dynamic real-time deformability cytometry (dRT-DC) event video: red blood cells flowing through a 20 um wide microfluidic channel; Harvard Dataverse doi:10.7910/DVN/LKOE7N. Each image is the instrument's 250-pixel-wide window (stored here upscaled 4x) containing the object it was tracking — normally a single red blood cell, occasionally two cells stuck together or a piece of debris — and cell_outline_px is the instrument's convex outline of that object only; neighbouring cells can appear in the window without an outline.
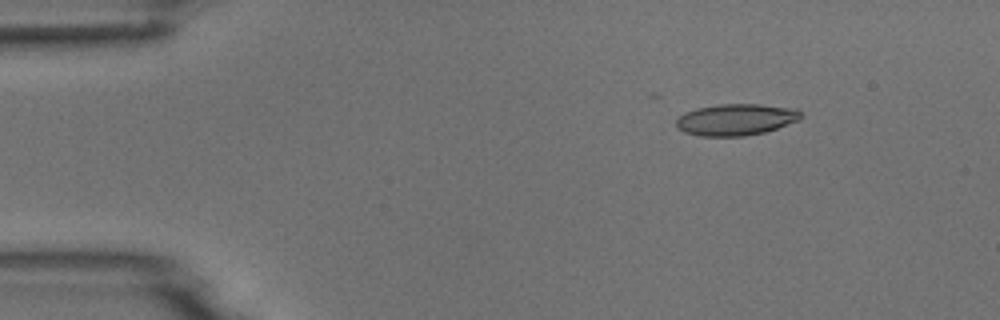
{"species": "common noctule bat (a hibernating species)", "species_latin": "Nyctalus noctula", "temperature_condition": "room temperature", "stored_images_in_passage": 5, "camera_frame_rate_fps": 3000, "um_per_image_px": 0.085, "animal": {"sex": "male", "body_mass_g": 18.8}, "frame": {"image": 1, "passage_image": 2, "time_ms": 1.333, "image_size_px": [1000, 320], "cell_outline_px": [[804, 116], [800, 120], [764, 132], [744, 136], [700, 136], [684, 132], [676, 128], [676, 120], [684, 112], [696, 108], [716, 104], [760, 104], [796, 108], [804, 112]], "centroid_in_image_um": [62.58, 10.15], "position_along_channel_um": 22.4, "area_um2": 23.24}}
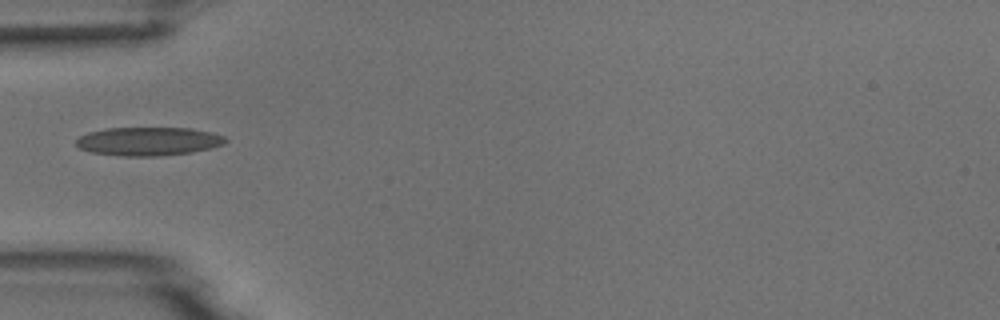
{"frame": {"image": 2, "passage_image": 5, "time_ms": 4.667, "image_size_px": [1000, 320], "cell_outline_px": [[228, 140], [224, 144], [212, 148], [192, 152], [160, 156], [120, 156], [92, 152], [80, 148], [76, 144], [76, 140], [80, 136], [88, 132], [108, 128], [192, 128], [212, 132], [224, 136]], "centroid_in_image_um": [12.65, 12.01], "position_along_channel_um": 72.3, "area_um2": 24.91}}